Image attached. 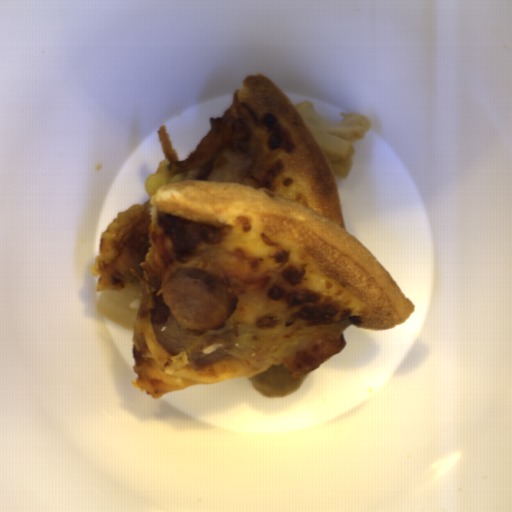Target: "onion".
Wrapping results in <instances>:
<instances>
[{
    "instance_id": "1",
    "label": "onion",
    "mask_w": 512,
    "mask_h": 512,
    "mask_svg": "<svg viewBox=\"0 0 512 512\" xmlns=\"http://www.w3.org/2000/svg\"><path fill=\"white\" fill-rule=\"evenodd\" d=\"M151 330L170 355L185 352L191 369L196 371L237 353L244 339L240 323L226 322L214 331H190L174 315L166 324H152Z\"/></svg>"
},
{
    "instance_id": "2",
    "label": "onion",
    "mask_w": 512,
    "mask_h": 512,
    "mask_svg": "<svg viewBox=\"0 0 512 512\" xmlns=\"http://www.w3.org/2000/svg\"><path fill=\"white\" fill-rule=\"evenodd\" d=\"M255 165L251 153L222 148L215 156L207 180L216 183H243Z\"/></svg>"
}]
</instances>
